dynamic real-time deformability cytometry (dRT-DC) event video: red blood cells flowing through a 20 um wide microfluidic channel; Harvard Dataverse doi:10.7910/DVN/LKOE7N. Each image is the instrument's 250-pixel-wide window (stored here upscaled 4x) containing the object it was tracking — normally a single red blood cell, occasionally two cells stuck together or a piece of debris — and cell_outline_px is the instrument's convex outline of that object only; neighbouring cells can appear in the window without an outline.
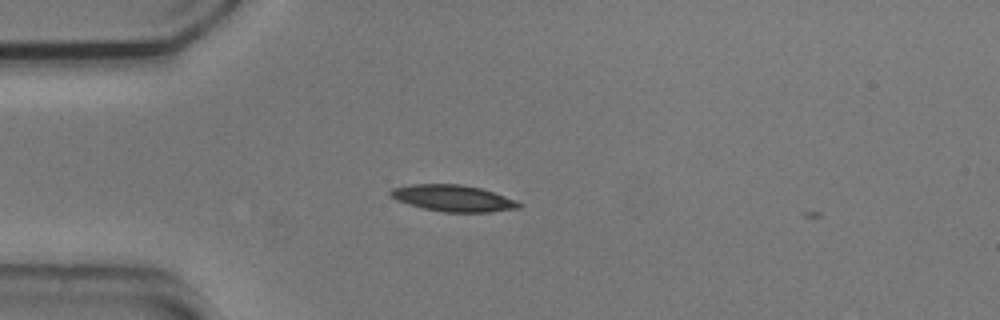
{"species": "common noctule bat (a hibernating species)", "species_latin": "Nyctalus noctula", "temperature_condition": "cold", "stored_images_in_passage": 2, "camera_frame_rate_fps": 3000, "um_per_image_px": 0.085, "animal": {"sex": "male", "body_mass_g": 20.5, "forearm_length_mm": 52.5}, "frame": {"image": 1, "passage_image": 1, "time_ms": 0.0, "image_size_px": [1000, 320], "cell_outline_px": [[524, 204], [520, 208], [492, 212], [444, 212], [424, 208], [408, 204], [396, 200], [388, 196], [388, 192], [392, 188], [412, 184], [460, 184], [480, 188], [516, 200]], "centroid_in_image_um": [38.5, 16.85], "position_along_channel_um": 46.5, "area_um2": 19.88}}